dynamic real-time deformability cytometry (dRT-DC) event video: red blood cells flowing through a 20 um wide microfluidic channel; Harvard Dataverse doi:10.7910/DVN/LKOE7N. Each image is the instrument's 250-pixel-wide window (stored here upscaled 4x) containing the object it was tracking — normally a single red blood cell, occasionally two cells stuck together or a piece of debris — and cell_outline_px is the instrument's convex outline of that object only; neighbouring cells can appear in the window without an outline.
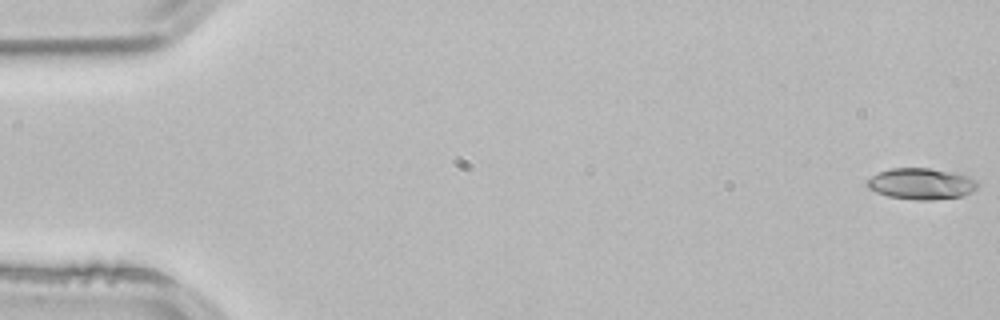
{"species": "common noctule bat (a hibernating species)", "species_latin": "Nyctalus noctula", "temperature_condition": "room temperature", "stored_images_in_passage": 3, "camera_frame_rate_fps": 3000, "um_per_image_px": 0.085, "animal": {"sex": "male", "body_mass_g": 21.5, "forearm_length_mm": 52.0}, "frame": {"image": 1, "passage_image": 1, "time_ms": 0.0, "image_size_px": [1000, 320], "cell_outline_px": [[976, 188], [972, 192], [964, 196], [928, 200], [916, 200], [888, 196], [876, 192], [868, 188], [864, 184], [864, 180], [876, 172], [892, 168], [928, 168], [960, 172], [976, 180]], "centroid_in_image_um": [78.26, 15.6], "position_along_channel_um": 6.7, "area_um2": 20.52}}
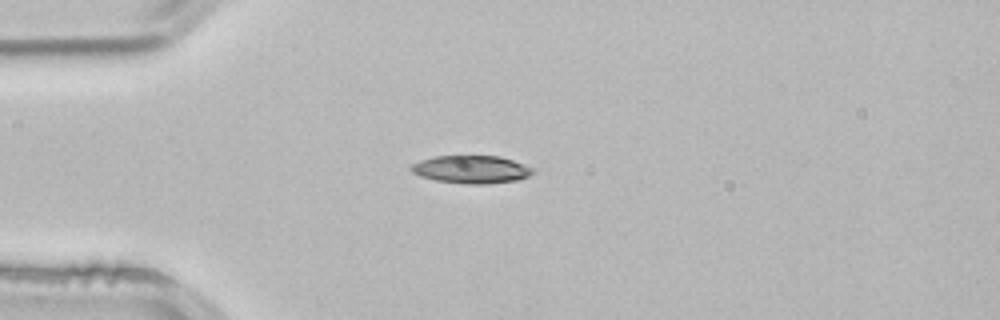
{"frame": {"image": 2, "passage_image": 3, "time_ms": 0.667, "image_size_px": [1000, 320], "cell_outline_px": [[536, 172], [520, 180], [484, 184], [464, 184], [436, 180], [420, 176], [412, 172], [408, 168], [412, 164], [420, 160], [432, 156], [500, 156], [536, 168]], "centroid_in_image_um": [40.09, 14.4], "position_along_channel_um": 44.9, "area_um2": 20.0}}